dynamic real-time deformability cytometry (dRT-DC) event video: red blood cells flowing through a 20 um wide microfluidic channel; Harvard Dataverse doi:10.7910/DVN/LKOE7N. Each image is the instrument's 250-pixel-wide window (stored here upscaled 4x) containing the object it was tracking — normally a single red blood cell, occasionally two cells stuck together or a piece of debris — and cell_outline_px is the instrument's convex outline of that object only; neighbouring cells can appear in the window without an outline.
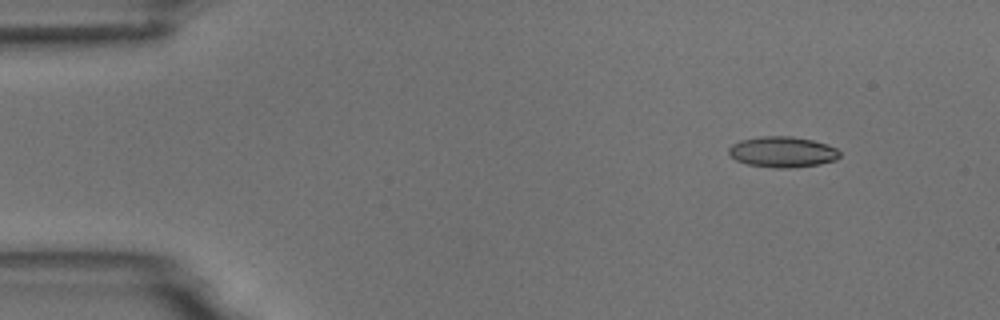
{"species": "common noctule bat (a hibernating species)", "species_latin": "Nyctalus noctula", "temperature_condition": "room temperature", "stored_images_in_passage": 4, "camera_frame_rate_fps": 3000, "um_per_image_px": 0.085, "animal": {"sex": "male", "body_mass_g": 18.8}, "frame": {"image": 1, "passage_image": 2, "time_ms": 1.333, "image_size_px": [1000, 320], "cell_outline_px": [[840, 156], [836, 160], [820, 164], [792, 168], [776, 168], [748, 164], [736, 160], [728, 152], [728, 148], [732, 144], [740, 140], [760, 136], [792, 136], [812, 140], [836, 148], [840, 152]], "centroid_in_image_um": [66.51, 12.91], "position_along_channel_um": 18.5, "area_um2": 19.88}}
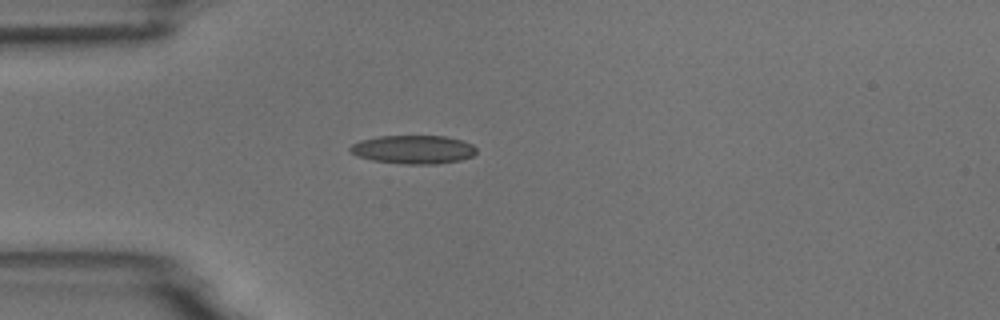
{"frame": {"image": 2, "passage_image": 4, "time_ms": 4.333, "image_size_px": [1000, 320], "cell_outline_px": [[476, 152], [472, 156], [460, 160], [436, 164], [404, 164], [372, 160], [356, 156], [348, 148], [352, 144], [360, 140], [380, 136], [444, 136], [464, 140], [472, 144], [476, 148]], "centroid_in_image_um": [35.14, 12.7], "position_along_channel_um": 49.9, "area_um2": 21.04}}